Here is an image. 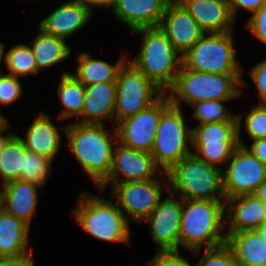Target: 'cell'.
Listing matches in <instances>:
<instances>
[{
  "label": "cell",
  "mask_w": 266,
  "mask_h": 266,
  "mask_svg": "<svg viewBox=\"0 0 266 266\" xmlns=\"http://www.w3.org/2000/svg\"><path fill=\"white\" fill-rule=\"evenodd\" d=\"M254 195L266 205V180L259 185Z\"/></svg>",
  "instance_id": "44"
},
{
  "label": "cell",
  "mask_w": 266,
  "mask_h": 266,
  "mask_svg": "<svg viewBox=\"0 0 266 266\" xmlns=\"http://www.w3.org/2000/svg\"><path fill=\"white\" fill-rule=\"evenodd\" d=\"M195 266H239V264L232 250L225 243L212 249H205L202 258Z\"/></svg>",
  "instance_id": "35"
},
{
  "label": "cell",
  "mask_w": 266,
  "mask_h": 266,
  "mask_svg": "<svg viewBox=\"0 0 266 266\" xmlns=\"http://www.w3.org/2000/svg\"><path fill=\"white\" fill-rule=\"evenodd\" d=\"M6 122L4 118H0V127Z\"/></svg>",
  "instance_id": "48"
},
{
  "label": "cell",
  "mask_w": 266,
  "mask_h": 266,
  "mask_svg": "<svg viewBox=\"0 0 266 266\" xmlns=\"http://www.w3.org/2000/svg\"><path fill=\"white\" fill-rule=\"evenodd\" d=\"M53 161L43 156L26 151L23 155V170L20 171V180L39 185H46L51 173Z\"/></svg>",
  "instance_id": "32"
},
{
  "label": "cell",
  "mask_w": 266,
  "mask_h": 266,
  "mask_svg": "<svg viewBox=\"0 0 266 266\" xmlns=\"http://www.w3.org/2000/svg\"><path fill=\"white\" fill-rule=\"evenodd\" d=\"M247 148L266 166V137L253 140Z\"/></svg>",
  "instance_id": "41"
},
{
  "label": "cell",
  "mask_w": 266,
  "mask_h": 266,
  "mask_svg": "<svg viewBox=\"0 0 266 266\" xmlns=\"http://www.w3.org/2000/svg\"><path fill=\"white\" fill-rule=\"evenodd\" d=\"M115 103L116 82L85 86L83 108L76 123L103 125L104 118L115 122Z\"/></svg>",
  "instance_id": "17"
},
{
  "label": "cell",
  "mask_w": 266,
  "mask_h": 266,
  "mask_svg": "<svg viewBox=\"0 0 266 266\" xmlns=\"http://www.w3.org/2000/svg\"><path fill=\"white\" fill-rule=\"evenodd\" d=\"M226 245L239 266L266 265V241L256 230L226 233Z\"/></svg>",
  "instance_id": "23"
},
{
  "label": "cell",
  "mask_w": 266,
  "mask_h": 266,
  "mask_svg": "<svg viewBox=\"0 0 266 266\" xmlns=\"http://www.w3.org/2000/svg\"><path fill=\"white\" fill-rule=\"evenodd\" d=\"M229 101L231 100H209L194 103L190 105L194 107V113L191 118L199 121L198 124L238 121L237 115L232 114L226 105H224L225 102Z\"/></svg>",
  "instance_id": "31"
},
{
  "label": "cell",
  "mask_w": 266,
  "mask_h": 266,
  "mask_svg": "<svg viewBox=\"0 0 266 266\" xmlns=\"http://www.w3.org/2000/svg\"><path fill=\"white\" fill-rule=\"evenodd\" d=\"M238 119V146L222 170L225 199L254 195L259 185L266 180V166L255 157L240 139L242 115ZM225 169V170H224Z\"/></svg>",
  "instance_id": "9"
},
{
  "label": "cell",
  "mask_w": 266,
  "mask_h": 266,
  "mask_svg": "<svg viewBox=\"0 0 266 266\" xmlns=\"http://www.w3.org/2000/svg\"><path fill=\"white\" fill-rule=\"evenodd\" d=\"M0 266H35L32 255L18 258H0Z\"/></svg>",
  "instance_id": "42"
},
{
  "label": "cell",
  "mask_w": 266,
  "mask_h": 266,
  "mask_svg": "<svg viewBox=\"0 0 266 266\" xmlns=\"http://www.w3.org/2000/svg\"><path fill=\"white\" fill-rule=\"evenodd\" d=\"M247 73L259 92L261 101L258 104H266V59L254 65Z\"/></svg>",
  "instance_id": "39"
},
{
  "label": "cell",
  "mask_w": 266,
  "mask_h": 266,
  "mask_svg": "<svg viewBox=\"0 0 266 266\" xmlns=\"http://www.w3.org/2000/svg\"><path fill=\"white\" fill-rule=\"evenodd\" d=\"M238 142V121L198 124L192 129V144Z\"/></svg>",
  "instance_id": "29"
},
{
  "label": "cell",
  "mask_w": 266,
  "mask_h": 266,
  "mask_svg": "<svg viewBox=\"0 0 266 266\" xmlns=\"http://www.w3.org/2000/svg\"><path fill=\"white\" fill-rule=\"evenodd\" d=\"M73 217L92 237L106 242L131 244L129 222L117 203L83 191Z\"/></svg>",
  "instance_id": "6"
},
{
  "label": "cell",
  "mask_w": 266,
  "mask_h": 266,
  "mask_svg": "<svg viewBox=\"0 0 266 266\" xmlns=\"http://www.w3.org/2000/svg\"><path fill=\"white\" fill-rule=\"evenodd\" d=\"M51 116L43 112L37 114L21 141L27 151L43 156L54 162L61 145L59 128L51 121Z\"/></svg>",
  "instance_id": "22"
},
{
  "label": "cell",
  "mask_w": 266,
  "mask_h": 266,
  "mask_svg": "<svg viewBox=\"0 0 266 266\" xmlns=\"http://www.w3.org/2000/svg\"><path fill=\"white\" fill-rule=\"evenodd\" d=\"M232 34V31L204 33L182 56V63L187 68L202 73L242 74Z\"/></svg>",
  "instance_id": "7"
},
{
  "label": "cell",
  "mask_w": 266,
  "mask_h": 266,
  "mask_svg": "<svg viewBox=\"0 0 266 266\" xmlns=\"http://www.w3.org/2000/svg\"><path fill=\"white\" fill-rule=\"evenodd\" d=\"M175 195H167L161 199L154 211L143 221L150 225L152 240L158 251L179 250L182 199H174Z\"/></svg>",
  "instance_id": "14"
},
{
  "label": "cell",
  "mask_w": 266,
  "mask_h": 266,
  "mask_svg": "<svg viewBox=\"0 0 266 266\" xmlns=\"http://www.w3.org/2000/svg\"><path fill=\"white\" fill-rule=\"evenodd\" d=\"M169 105L170 101L164 93L146 109L119 121L115 125L118 142L137 151L151 153L159 119Z\"/></svg>",
  "instance_id": "12"
},
{
  "label": "cell",
  "mask_w": 266,
  "mask_h": 266,
  "mask_svg": "<svg viewBox=\"0 0 266 266\" xmlns=\"http://www.w3.org/2000/svg\"><path fill=\"white\" fill-rule=\"evenodd\" d=\"M111 195L128 222H143L162 198L159 176L145 181L111 183Z\"/></svg>",
  "instance_id": "11"
},
{
  "label": "cell",
  "mask_w": 266,
  "mask_h": 266,
  "mask_svg": "<svg viewBox=\"0 0 266 266\" xmlns=\"http://www.w3.org/2000/svg\"><path fill=\"white\" fill-rule=\"evenodd\" d=\"M147 266H195L182 257L179 250L157 251Z\"/></svg>",
  "instance_id": "37"
},
{
  "label": "cell",
  "mask_w": 266,
  "mask_h": 266,
  "mask_svg": "<svg viewBox=\"0 0 266 266\" xmlns=\"http://www.w3.org/2000/svg\"><path fill=\"white\" fill-rule=\"evenodd\" d=\"M60 79L57 93L64 110L59 113L58 120L78 118L83 108L85 86L67 71L61 73Z\"/></svg>",
  "instance_id": "27"
},
{
  "label": "cell",
  "mask_w": 266,
  "mask_h": 266,
  "mask_svg": "<svg viewBox=\"0 0 266 266\" xmlns=\"http://www.w3.org/2000/svg\"><path fill=\"white\" fill-rule=\"evenodd\" d=\"M165 188L181 194L182 200L225 201L222 169L207 164L193 154L184 157L167 173L162 172Z\"/></svg>",
  "instance_id": "4"
},
{
  "label": "cell",
  "mask_w": 266,
  "mask_h": 266,
  "mask_svg": "<svg viewBox=\"0 0 266 266\" xmlns=\"http://www.w3.org/2000/svg\"><path fill=\"white\" fill-rule=\"evenodd\" d=\"M181 109L170 104L159 119L151 155L163 173L192 154L188 146L192 144V129L187 128Z\"/></svg>",
  "instance_id": "8"
},
{
  "label": "cell",
  "mask_w": 266,
  "mask_h": 266,
  "mask_svg": "<svg viewBox=\"0 0 266 266\" xmlns=\"http://www.w3.org/2000/svg\"><path fill=\"white\" fill-rule=\"evenodd\" d=\"M204 33L233 31L228 0H178Z\"/></svg>",
  "instance_id": "16"
},
{
  "label": "cell",
  "mask_w": 266,
  "mask_h": 266,
  "mask_svg": "<svg viewBox=\"0 0 266 266\" xmlns=\"http://www.w3.org/2000/svg\"><path fill=\"white\" fill-rule=\"evenodd\" d=\"M159 170V171H158ZM162 174L151 153L137 151L121 143L115 144L109 177L98 187L103 191L108 183H124L155 179ZM121 180H119V177Z\"/></svg>",
  "instance_id": "13"
},
{
  "label": "cell",
  "mask_w": 266,
  "mask_h": 266,
  "mask_svg": "<svg viewBox=\"0 0 266 266\" xmlns=\"http://www.w3.org/2000/svg\"><path fill=\"white\" fill-rule=\"evenodd\" d=\"M225 201L182 200L180 245L197 255L226 243Z\"/></svg>",
  "instance_id": "2"
},
{
  "label": "cell",
  "mask_w": 266,
  "mask_h": 266,
  "mask_svg": "<svg viewBox=\"0 0 266 266\" xmlns=\"http://www.w3.org/2000/svg\"><path fill=\"white\" fill-rule=\"evenodd\" d=\"M244 119L245 132L252 141L266 137V104L252 106L251 110L245 113Z\"/></svg>",
  "instance_id": "34"
},
{
  "label": "cell",
  "mask_w": 266,
  "mask_h": 266,
  "mask_svg": "<svg viewBox=\"0 0 266 266\" xmlns=\"http://www.w3.org/2000/svg\"><path fill=\"white\" fill-rule=\"evenodd\" d=\"M30 226L0 207V258H18L30 255Z\"/></svg>",
  "instance_id": "24"
},
{
  "label": "cell",
  "mask_w": 266,
  "mask_h": 266,
  "mask_svg": "<svg viewBox=\"0 0 266 266\" xmlns=\"http://www.w3.org/2000/svg\"><path fill=\"white\" fill-rule=\"evenodd\" d=\"M264 222H266V205L255 195H243L225 200V224L229 229L228 232L256 230Z\"/></svg>",
  "instance_id": "19"
},
{
  "label": "cell",
  "mask_w": 266,
  "mask_h": 266,
  "mask_svg": "<svg viewBox=\"0 0 266 266\" xmlns=\"http://www.w3.org/2000/svg\"><path fill=\"white\" fill-rule=\"evenodd\" d=\"M81 4L82 6L86 7L91 13L94 10L95 6L98 7H105L113 9L117 0H74Z\"/></svg>",
  "instance_id": "43"
},
{
  "label": "cell",
  "mask_w": 266,
  "mask_h": 266,
  "mask_svg": "<svg viewBox=\"0 0 266 266\" xmlns=\"http://www.w3.org/2000/svg\"><path fill=\"white\" fill-rule=\"evenodd\" d=\"M246 28H248L257 39L266 44V4L252 13L251 18L246 23Z\"/></svg>",
  "instance_id": "38"
},
{
  "label": "cell",
  "mask_w": 266,
  "mask_h": 266,
  "mask_svg": "<svg viewBox=\"0 0 266 266\" xmlns=\"http://www.w3.org/2000/svg\"><path fill=\"white\" fill-rule=\"evenodd\" d=\"M23 94L22 85L18 77L11 74H4L0 71V104L10 105L15 103ZM0 115L7 121V118L1 113Z\"/></svg>",
  "instance_id": "36"
},
{
  "label": "cell",
  "mask_w": 266,
  "mask_h": 266,
  "mask_svg": "<svg viewBox=\"0 0 266 266\" xmlns=\"http://www.w3.org/2000/svg\"><path fill=\"white\" fill-rule=\"evenodd\" d=\"M10 124L8 123V120L0 127V151L2 150V147L4 145L5 140L12 134V132H8L6 135L5 133L3 134V132H5L6 130H8Z\"/></svg>",
  "instance_id": "45"
},
{
  "label": "cell",
  "mask_w": 266,
  "mask_h": 266,
  "mask_svg": "<svg viewBox=\"0 0 266 266\" xmlns=\"http://www.w3.org/2000/svg\"><path fill=\"white\" fill-rule=\"evenodd\" d=\"M124 54L117 63L92 58L90 53L81 52L77 56L76 73L72 74L84 86L94 85L100 82H116L120 68L127 61Z\"/></svg>",
  "instance_id": "25"
},
{
  "label": "cell",
  "mask_w": 266,
  "mask_h": 266,
  "mask_svg": "<svg viewBox=\"0 0 266 266\" xmlns=\"http://www.w3.org/2000/svg\"><path fill=\"white\" fill-rule=\"evenodd\" d=\"M5 56V44L0 41V63L4 61ZM1 71V68H0Z\"/></svg>",
  "instance_id": "47"
},
{
  "label": "cell",
  "mask_w": 266,
  "mask_h": 266,
  "mask_svg": "<svg viewBox=\"0 0 266 266\" xmlns=\"http://www.w3.org/2000/svg\"><path fill=\"white\" fill-rule=\"evenodd\" d=\"M143 36L140 53L129 61L164 93L172 86L182 64V56L174 49L159 27L139 28Z\"/></svg>",
  "instance_id": "5"
},
{
  "label": "cell",
  "mask_w": 266,
  "mask_h": 266,
  "mask_svg": "<svg viewBox=\"0 0 266 266\" xmlns=\"http://www.w3.org/2000/svg\"><path fill=\"white\" fill-rule=\"evenodd\" d=\"M170 0H117L113 15L134 31L139 28L159 27Z\"/></svg>",
  "instance_id": "18"
},
{
  "label": "cell",
  "mask_w": 266,
  "mask_h": 266,
  "mask_svg": "<svg viewBox=\"0 0 266 266\" xmlns=\"http://www.w3.org/2000/svg\"><path fill=\"white\" fill-rule=\"evenodd\" d=\"M164 92L127 60L116 80L115 124L146 109Z\"/></svg>",
  "instance_id": "10"
},
{
  "label": "cell",
  "mask_w": 266,
  "mask_h": 266,
  "mask_svg": "<svg viewBox=\"0 0 266 266\" xmlns=\"http://www.w3.org/2000/svg\"><path fill=\"white\" fill-rule=\"evenodd\" d=\"M238 145V142H221V144H191L193 149H195V153L192 152V154L196 158L222 170L224 163H226L227 166L228 160L231 158Z\"/></svg>",
  "instance_id": "33"
},
{
  "label": "cell",
  "mask_w": 266,
  "mask_h": 266,
  "mask_svg": "<svg viewBox=\"0 0 266 266\" xmlns=\"http://www.w3.org/2000/svg\"><path fill=\"white\" fill-rule=\"evenodd\" d=\"M256 231L259 235L266 241V222H264L261 226H259Z\"/></svg>",
  "instance_id": "46"
},
{
  "label": "cell",
  "mask_w": 266,
  "mask_h": 266,
  "mask_svg": "<svg viewBox=\"0 0 266 266\" xmlns=\"http://www.w3.org/2000/svg\"><path fill=\"white\" fill-rule=\"evenodd\" d=\"M27 151L21 138L12 133L4 142L0 151V186L20 180V171L23 170V155Z\"/></svg>",
  "instance_id": "28"
},
{
  "label": "cell",
  "mask_w": 266,
  "mask_h": 266,
  "mask_svg": "<svg viewBox=\"0 0 266 266\" xmlns=\"http://www.w3.org/2000/svg\"><path fill=\"white\" fill-rule=\"evenodd\" d=\"M91 16L86 7L69 0L41 20L38 27L47 34L65 40L88 24Z\"/></svg>",
  "instance_id": "21"
},
{
  "label": "cell",
  "mask_w": 266,
  "mask_h": 266,
  "mask_svg": "<svg viewBox=\"0 0 266 266\" xmlns=\"http://www.w3.org/2000/svg\"><path fill=\"white\" fill-rule=\"evenodd\" d=\"M4 63L7 73L18 78L39 73L32 50L26 44H17L5 52Z\"/></svg>",
  "instance_id": "30"
},
{
  "label": "cell",
  "mask_w": 266,
  "mask_h": 266,
  "mask_svg": "<svg viewBox=\"0 0 266 266\" xmlns=\"http://www.w3.org/2000/svg\"><path fill=\"white\" fill-rule=\"evenodd\" d=\"M159 28L181 56L204 34L197 22L178 0H170L167 3Z\"/></svg>",
  "instance_id": "15"
},
{
  "label": "cell",
  "mask_w": 266,
  "mask_h": 266,
  "mask_svg": "<svg viewBox=\"0 0 266 266\" xmlns=\"http://www.w3.org/2000/svg\"><path fill=\"white\" fill-rule=\"evenodd\" d=\"M110 134L105 125L79 124L76 122L61 128L68 139L71 154L99 187L111 169L114 146L118 142L116 127Z\"/></svg>",
  "instance_id": "1"
},
{
  "label": "cell",
  "mask_w": 266,
  "mask_h": 266,
  "mask_svg": "<svg viewBox=\"0 0 266 266\" xmlns=\"http://www.w3.org/2000/svg\"><path fill=\"white\" fill-rule=\"evenodd\" d=\"M0 207L30 226L38 205L39 185L22 180L8 182L0 187Z\"/></svg>",
  "instance_id": "20"
},
{
  "label": "cell",
  "mask_w": 266,
  "mask_h": 266,
  "mask_svg": "<svg viewBox=\"0 0 266 266\" xmlns=\"http://www.w3.org/2000/svg\"><path fill=\"white\" fill-rule=\"evenodd\" d=\"M229 9L233 19L235 20L239 10L244 9L250 13H254L261 6L266 4V0H228Z\"/></svg>",
  "instance_id": "40"
},
{
  "label": "cell",
  "mask_w": 266,
  "mask_h": 266,
  "mask_svg": "<svg viewBox=\"0 0 266 266\" xmlns=\"http://www.w3.org/2000/svg\"><path fill=\"white\" fill-rule=\"evenodd\" d=\"M38 34L30 42L39 71L50 68L70 57L71 49L64 39L45 33L38 27Z\"/></svg>",
  "instance_id": "26"
},
{
  "label": "cell",
  "mask_w": 266,
  "mask_h": 266,
  "mask_svg": "<svg viewBox=\"0 0 266 266\" xmlns=\"http://www.w3.org/2000/svg\"><path fill=\"white\" fill-rule=\"evenodd\" d=\"M242 74H209L191 70L183 63L166 94L170 104L181 107L209 100H232L243 94L246 87Z\"/></svg>",
  "instance_id": "3"
}]
</instances>
